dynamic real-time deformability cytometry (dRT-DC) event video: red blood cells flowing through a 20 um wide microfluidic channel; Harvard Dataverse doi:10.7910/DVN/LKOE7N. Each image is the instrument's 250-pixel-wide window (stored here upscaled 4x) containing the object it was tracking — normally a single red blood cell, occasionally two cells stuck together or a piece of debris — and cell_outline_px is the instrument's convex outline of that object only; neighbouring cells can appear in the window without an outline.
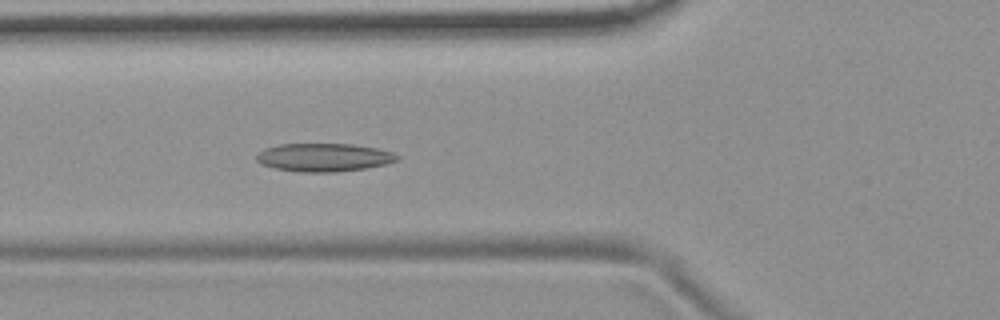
{"species": "common noctule bat (a hibernating species)", "species_latin": "Nyctalus noctula", "temperature_condition": "room temperature", "stored_images_in_passage": 43, "camera_frame_rate_fps": 3000, "um_per_image_px": 0.085, "animal": {"sex": "female", "body_mass_g": 19.9}, "frame": {"image": 1, "passage_image": 9, "time_ms": 2.667, "image_size_px": [1000, 320], "cell_outline_px": [[400, 160], [388, 164], [364, 168], [336, 172], [300, 172], [276, 168], [260, 164], [256, 160], [256, 152], [264, 148], [280, 144], [352, 144], [380, 148], [392, 152], [400, 156]], "centroid_in_image_um": [27.55, 13.37], "position_along_channel_um": 98.3, "area_um2": 23.41}}
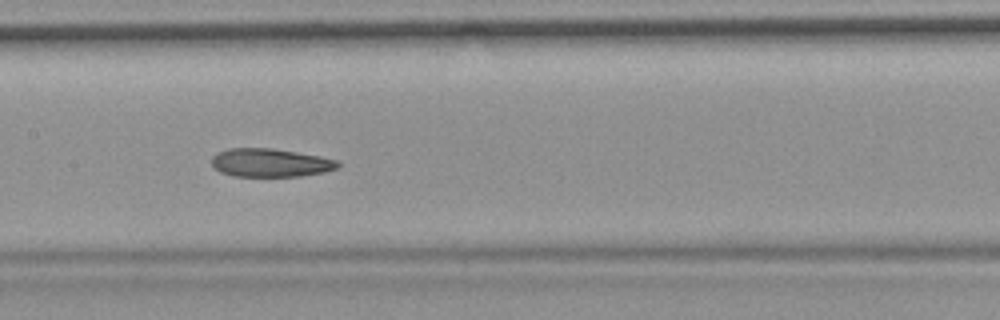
{"frame": {"image": 2, "passage_image": 16, "time_ms": 5.0, "image_size_px": [1000, 320], "cell_outline_px": [[340, 168], [324, 172], [300, 176], [232, 176], [220, 172], [212, 168], [212, 156], [216, 152], [228, 148], [272, 148], [320, 156], [340, 160]], "centroid_in_image_um": [22.98, 13.83], "position_along_channel_um": 184.4, "area_um2": 21.15}}
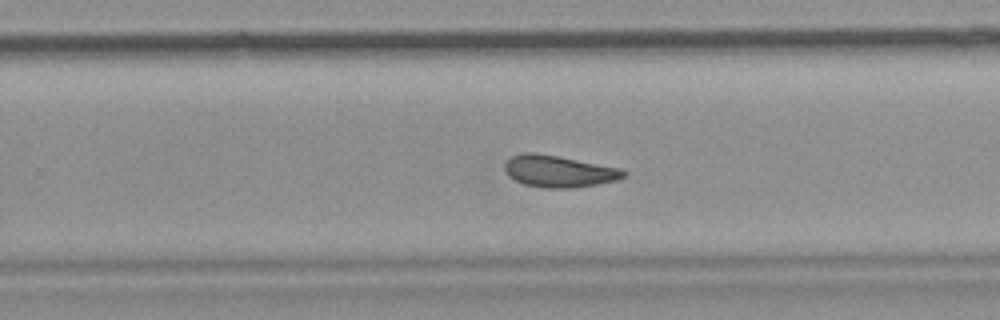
{"frame": {"image": 3, "passage_image": 24, "time_ms": 7.667, "image_size_px": [1000, 320], "cell_outline_px": [[628, 176], [616, 180], [596, 184], [572, 188], [540, 188], [524, 184], [508, 176], [504, 168], [504, 164], [512, 156], [524, 152], [536, 152], [620, 168], [628, 172]], "centroid_in_image_um": [47.49, 14.56], "position_along_channel_um": 282.3, "area_um2": 22.02}, "authors_computed_cell_mechanics": {"area_um2": 22.1952, "velocity_mm_per_s": 3.6863, "shape_relaxation_time_tau1_ms": null, "shape_relaxation_time_tau2_ms": 3.3361, "deformation_change_tau1": null, "deformation_change_tau2": 0.0901}}